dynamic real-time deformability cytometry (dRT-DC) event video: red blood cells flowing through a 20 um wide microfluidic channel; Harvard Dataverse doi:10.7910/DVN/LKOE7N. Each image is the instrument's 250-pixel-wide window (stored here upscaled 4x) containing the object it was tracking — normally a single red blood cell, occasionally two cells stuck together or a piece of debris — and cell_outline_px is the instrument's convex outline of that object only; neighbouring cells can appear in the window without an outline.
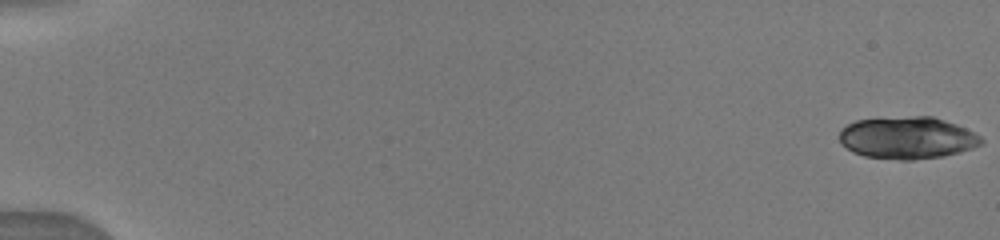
{"species": "human", "species_latin": "Homo sapiens", "temperature_condition": "warm", "stored_images_in_passage": 11, "camera_frame_rate_fps": 3000, "um_per_image_px": 0.085, "donor": {"sex": "male"}, "frame": {"image": 1, "passage_image": 1, "time_ms": 0.0, "image_size_px": [1000, 240], "cell_outline_px": [[984, 140], [980, 144], [972, 148], [960, 152], [944, 156], [912, 160], [900, 160], [864, 156], [852, 152], [840, 144], [840, 132], [848, 124], [856, 120], [912, 116], [932, 116], [956, 124], [980, 136]], "centroid_in_image_um": [77.11, 11.72], "position_along_channel_um": 7.9, "area_um2": 34.74}}
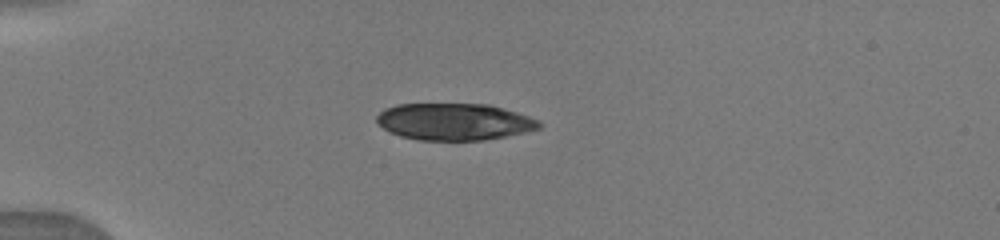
{"frame": {"image": 2, "passage_image": 7, "time_ms": 4.667, "image_size_px": [1000, 240], "cell_outline_px": [[544, 124], [540, 128], [524, 132], [484, 140], [420, 140], [400, 136], [376, 124], [376, 116], [384, 108], [396, 104], [488, 104], [516, 112], [540, 120]], "centroid_in_image_um": [38.6, 10.34], "position_along_channel_um": 46.4, "area_um2": 34.91}}
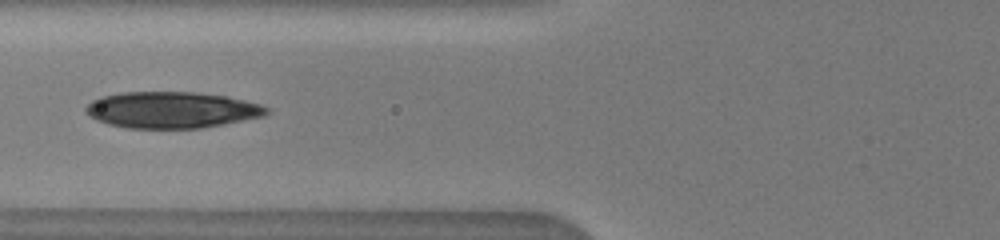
{"frame": {"image": 3, "passage_image": 10, "time_ms": 7.0, "image_size_px": [1000, 240], "cell_outline_px": [[272, 108], [264, 116], [224, 124], [200, 128], [128, 128], [108, 124], [96, 120], [84, 108], [92, 100], [100, 96], [120, 92], [196, 92], [228, 96], [260, 104]], "centroid_in_image_um": [14.62, 9.33], "position_along_channel_um": 111.2, "area_um2": 38.44}}